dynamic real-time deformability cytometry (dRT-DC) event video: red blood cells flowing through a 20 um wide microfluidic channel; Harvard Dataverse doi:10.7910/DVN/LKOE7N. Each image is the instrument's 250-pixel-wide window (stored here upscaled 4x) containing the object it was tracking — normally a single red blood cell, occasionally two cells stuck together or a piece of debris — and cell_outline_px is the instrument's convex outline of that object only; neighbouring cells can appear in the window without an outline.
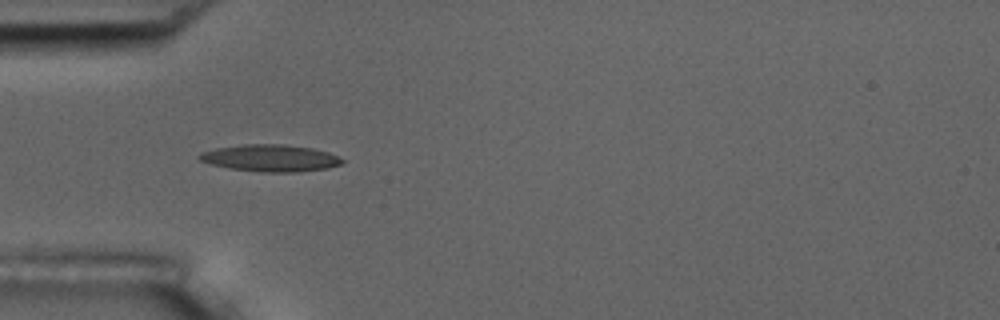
{"species": "common noctule bat (a hibernating species)", "species_latin": "Nyctalus noctula", "temperature_condition": "room temperature", "stored_images_in_passage": 4, "camera_frame_rate_fps": 3000, "um_per_image_px": 0.085, "animal": {"sex": "male", "body_mass_g": 17.5, "forearm_length_mm": 52.3}, "frame": {"image": 1, "passage_image": 3, "time_ms": 3.333, "image_size_px": [1000, 320], "cell_outline_px": [[344, 160], [340, 164], [328, 168], [296, 172], [260, 172], [228, 168], [212, 164], [200, 160], [196, 156], [200, 152], [216, 148], [244, 144], [284, 144], [312, 148], [328, 152]], "centroid_in_image_um": [22.95, 13.43], "position_along_channel_um": 62.1, "area_um2": 22.37}}